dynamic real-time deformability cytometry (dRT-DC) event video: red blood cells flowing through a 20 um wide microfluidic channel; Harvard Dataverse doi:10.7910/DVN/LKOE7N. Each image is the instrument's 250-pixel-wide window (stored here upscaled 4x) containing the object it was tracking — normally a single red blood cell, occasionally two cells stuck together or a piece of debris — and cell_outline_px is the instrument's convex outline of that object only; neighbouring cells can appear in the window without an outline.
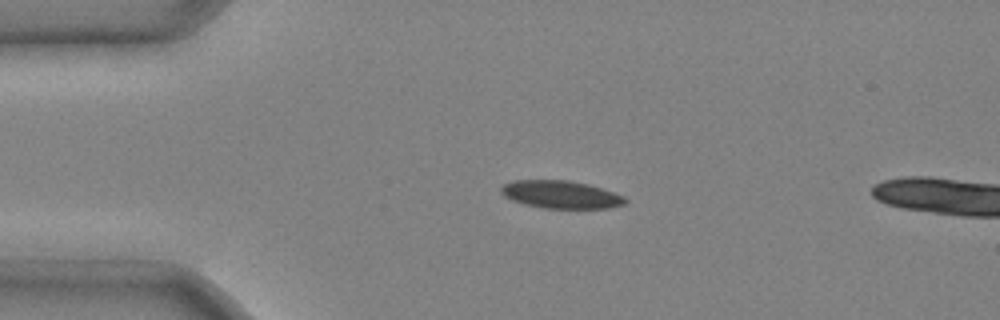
{"species": "common noctule bat (a hibernating species)", "species_latin": "Nyctalus noctula", "temperature_condition": "cold", "stored_images_in_passage": 3, "camera_frame_rate_fps": 3000, "um_per_image_px": 0.085, "animal": {"sex": "male", "body_mass_g": 20.4}, "frame": {"image": 1, "passage_image": 2, "time_ms": 0.333, "image_size_px": [1000, 320], "cell_outline_px": [[628, 200], [624, 204], [608, 208], [544, 208], [524, 204], [512, 200], [504, 196], [500, 192], [500, 188], [504, 184], [512, 180], [568, 180], [588, 184], [624, 196]], "centroid_in_image_um": [47.64, 16.53], "position_along_channel_um": 37.4, "area_um2": 20.0}}